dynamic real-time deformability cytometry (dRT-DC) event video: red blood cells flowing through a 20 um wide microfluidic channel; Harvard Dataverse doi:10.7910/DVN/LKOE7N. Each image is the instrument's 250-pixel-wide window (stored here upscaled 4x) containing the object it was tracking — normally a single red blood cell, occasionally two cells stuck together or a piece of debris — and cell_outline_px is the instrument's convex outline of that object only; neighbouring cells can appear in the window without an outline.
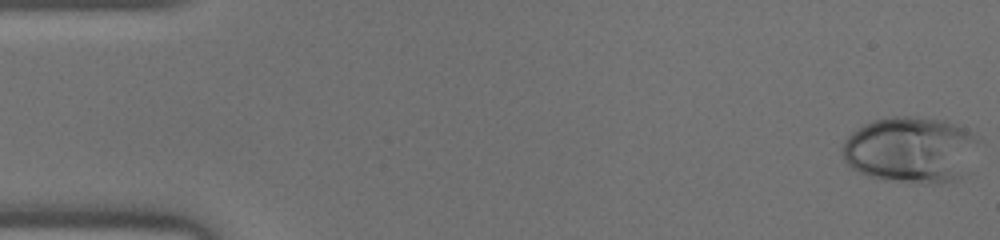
{"species": "human", "species_latin": "Homo sapiens", "temperature_condition": "warm", "stored_images_in_passage": 46, "camera_frame_rate_fps": 3000, "um_per_image_px": 0.085, "donor": {"sex": "male"}, "frame": {"image": 1, "passage_image": 1, "time_ms": 0.0, "image_size_px": [1000, 240], "cell_outline_px": [[984, 140], [960, 176], [956, 180], [932, 184], [920, 184], [888, 180], [868, 176], [852, 168], [844, 160], [840, 148], [844, 140], [856, 128], [872, 120], [892, 116], [912, 116], [948, 120], [980, 136]], "centroid_in_image_um": [77.42, 12.71], "position_along_channel_um": 7.6, "area_um2": 53.47}}
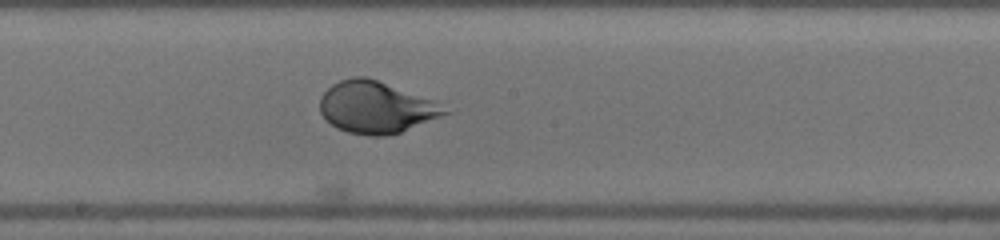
{"frame": {"image": 2, "passage_image": 25, "time_ms": 8.0, "image_size_px": [1000, 240], "cell_outline_px": [[452, 112], [400, 132], [384, 136], [372, 136], [348, 132], [336, 128], [320, 112], [320, 96], [332, 84], [340, 80], [352, 76], [364, 76], [436, 100]], "centroid_in_image_um": [31.98, 9.11], "position_along_channel_um": 216.2, "area_um2": 37.57}}
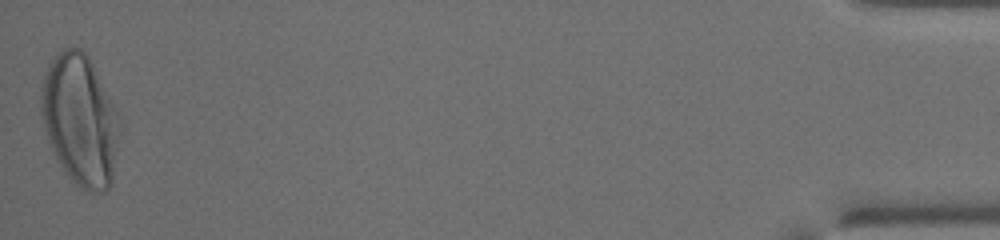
{"frame": {"image": 3, "passage_image": 46, "time_ms": 15.0, "image_size_px": [1000, 240], "cell_outline_px": [[116, 132], [112, 184], [104, 192], [84, 192], [68, 176], [56, 160], [48, 140], [44, 128], [40, 112], [40, 96], [44, 76], [48, 64], [60, 52], [68, 48], [80, 48], [88, 56], [116, 112]], "centroid_in_image_um": [6.73, 10.23], "position_along_channel_um": 428.5, "area_um2": 58.44}}